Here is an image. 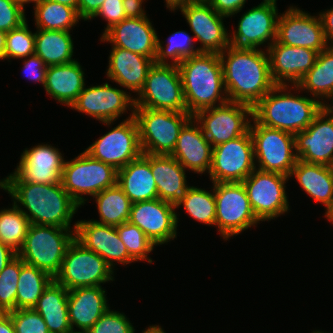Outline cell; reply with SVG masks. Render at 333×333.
Masks as SVG:
<instances>
[{
  "instance_id": "cell-1",
  "label": "cell",
  "mask_w": 333,
  "mask_h": 333,
  "mask_svg": "<svg viewBox=\"0 0 333 333\" xmlns=\"http://www.w3.org/2000/svg\"><path fill=\"white\" fill-rule=\"evenodd\" d=\"M0 188L11 195L14 204L20 206L30 224L71 229L72 218L80 207L63 188L61 182L28 183L13 172L0 181Z\"/></svg>"
},
{
  "instance_id": "cell-2",
  "label": "cell",
  "mask_w": 333,
  "mask_h": 333,
  "mask_svg": "<svg viewBox=\"0 0 333 333\" xmlns=\"http://www.w3.org/2000/svg\"><path fill=\"white\" fill-rule=\"evenodd\" d=\"M219 57L230 102L253 108L276 85L270 73L268 52L264 50L229 45Z\"/></svg>"
},
{
  "instance_id": "cell-3",
  "label": "cell",
  "mask_w": 333,
  "mask_h": 333,
  "mask_svg": "<svg viewBox=\"0 0 333 333\" xmlns=\"http://www.w3.org/2000/svg\"><path fill=\"white\" fill-rule=\"evenodd\" d=\"M178 68L186 112L190 115L194 116L198 111L220 106L229 101L218 53L200 52L184 59Z\"/></svg>"
},
{
  "instance_id": "cell-4",
  "label": "cell",
  "mask_w": 333,
  "mask_h": 333,
  "mask_svg": "<svg viewBox=\"0 0 333 333\" xmlns=\"http://www.w3.org/2000/svg\"><path fill=\"white\" fill-rule=\"evenodd\" d=\"M288 86L275 85L253 107V118L265 127L296 135L312 123L326 101L294 95L288 91Z\"/></svg>"
},
{
  "instance_id": "cell-5",
  "label": "cell",
  "mask_w": 333,
  "mask_h": 333,
  "mask_svg": "<svg viewBox=\"0 0 333 333\" xmlns=\"http://www.w3.org/2000/svg\"><path fill=\"white\" fill-rule=\"evenodd\" d=\"M75 239L71 229L30 224L22 249L18 255L24 263L35 266L55 277L67 251Z\"/></svg>"
},
{
  "instance_id": "cell-6",
  "label": "cell",
  "mask_w": 333,
  "mask_h": 333,
  "mask_svg": "<svg viewBox=\"0 0 333 333\" xmlns=\"http://www.w3.org/2000/svg\"><path fill=\"white\" fill-rule=\"evenodd\" d=\"M192 117L188 112L134 108L142 153L170 155L180 131Z\"/></svg>"
},
{
  "instance_id": "cell-7",
  "label": "cell",
  "mask_w": 333,
  "mask_h": 333,
  "mask_svg": "<svg viewBox=\"0 0 333 333\" xmlns=\"http://www.w3.org/2000/svg\"><path fill=\"white\" fill-rule=\"evenodd\" d=\"M61 183L71 198L81 207L101 191L117 183V170L110 164L92 158L85 151L71 161H65Z\"/></svg>"
},
{
  "instance_id": "cell-8",
  "label": "cell",
  "mask_w": 333,
  "mask_h": 333,
  "mask_svg": "<svg viewBox=\"0 0 333 333\" xmlns=\"http://www.w3.org/2000/svg\"><path fill=\"white\" fill-rule=\"evenodd\" d=\"M249 131L253 141L256 169L290 175L296 165L295 135L265 127L252 118ZM257 163V164H256Z\"/></svg>"
},
{
  "instance_id": "cell-9",
  "label": "cell",
  "mask_w": 333,
  "mask_h": 333,
  "mask_svg": "<svg viewBox=\"0 0 333 333\" xmlns=\"http://www.w3.org/2000/svg\"><path fill=\"white\" fill-rule=\"evenodd\" d=\"M216 203L215 226L223 239L237 236L257 225L256 217L242 182L213 183Z\"/></svg>"
},
{
  "instance_id": "cell-10",
  "label": "cell",
  "mask_w": 333,
  "mask_h": 333,
  "mask_svg": "<svg viewBox=\"0 0 333 333\" xmlns=\"http://www.w3.org/2000/svg\"><path fill=\"white\" fill-rule=\"evenodd\" d=\"M114 270L101 256L74 239L54 280L68 291L78 287H95L113 281Z\"/></svg>"
},
{
  "instance_id": "cell-11",
  "label": "cell",
  "mask_w": 333,
  "mask_h": 333,
  "mask_svg": "<svg viewBox=\"0 0 333 333\" xmlns=\"http://www.w3.org/2000/svg\"><path fill=\"white\" fill-rule=\"evenodd\" d=\"M138 95L135 108L186 112L178 65L154 63Z\"/></svg>"
},
{
  "instance_id": "cell-12",
  "label": "cell",
  "mask_w": 333,
  "mask_h": 333,
  "mask_svg": "<svg viewBox=\"0 0 333 333\" xmlns=\"http://www.w3.org/2000/svg\"><path fill=\"white\" fill-rule=\"evenodd\" d=\"M193 117L214 147L244 135L252 123L253 108L228 101L220 106L198 111Z\"/></svg>"
},
{
  "instance_id": "cell-13",
  "label": "cell",
  "mask_w": 333,
  "mask_h": 333,
  "mask_svg": "<svg viewBox=\"0 0 333 333\" xmlns=\"http://www.w3.org/2000/svg\"><path fill=\"white\" fill-rule=\"evenodd\" d=\"M84 151L92 158L112 165L116 170L139 158L143 153L134 111Z\"/></svg>"
},
{
  "instance_id": "cell-14",
  "label": "cell",
  "mask_w": 333,
  "mask_h": 333,
  "mask_svg": "<svg viewBox=\"0 0 333 333\" xmlns=\"http://www.w3.org/2000/svg\"><path fill=\"white\" fill-rule=\"evenodd\" d=\"M288 176L255 169L242 181L253 212L260 221H268L288 212L286 191Z\"/></svg>"
},
{
  "instance_id": "cell-15",
  "label": "cell",
  "mask_w": 333,
  "mask_h": 333,
  "mask_svg": "<svg viewBox=\"0 0 333 333\" xmlns=\"http://www.w3.org/2000/svg\"><path fill=\"white\" fill-rule=\"evenodd\" d=\"M256 169L250 131L213 147L209 177L212 183L242 182Z\"/></svg>"
},
{
  "instance_id": "cell-16",
  "label": "cell",
  "mask_w": 333,
  "mask_h": 333,
  "mask_svg": "<svg viewBox=\"0 0 333 333\" xmlns=\"http://www.w3.org/2000/svg\"><path fill=\"white\" fill-rule=\"evenodd\" d=\"M175 205L159 198L131 205L128 222L140 228L155 246L177 236L178 214Z\"/></svg>"
},
{
  "instance_id": "cell-17",
  "label": "cell",
  "mask_w": 333,
  "mask_h": 333,
  "mask_svg": "<svg viewBox=\"0 0 333 333\" xmlns=\"http://www.w3.org/2000/svg\"><path fill=\"white\" fill-rule=\"evenodd\" d=\"M71 108L109 126L125 113L127 108L134 111L135 104L134 98L128 95V92L104 83L84 87Z\"/></svg>"
},
{
  "instance_id": "cell-18",
  "label": "cell",
  "mask_w": 333,
  "mask_h": 333,
  "mask_svg": "<svg viewBox=\"0 0 333 333\" xmlns=\"http://www.w3.org/2000/svg\"><path fill=\"white\" fill-rule=\"evenodd\" d=\"M276 41L284 45L308 48L318 53L329 46L320 16H311L293 6L278 17Z\"/></svg>"
},
{
  "instance_id": "cell-19",
  "label": "cell",
  "mask_w": 333,
  "mask_h": 333,
  "mask_svg": "<svg viewBox=\"0 0 333 333\" xmlns=\"http://www.w3.org/2000/svg\"><path fill=\"white\" fill-rule=\"evenodd\" d=\"M299 160L333 167V113L325 106L312 123L295 135Z\"/></svg>"
},
{
  "instance_id": "cell-20",
  "label": "cell",
  "mask_w": 333,
  "mask_h": 333,
  "mask_svg": "<svg viewBox=\"0 0 333 333\" xmlns=\"http://www.w3.org/2000/svg\"><path fill=\"white\" fill-rule=\"evenodd\" d=\"M278 17L277 5L261 2L241 15L238 30H234L232 37H229L230 45L259 49L268 41V49L277 37Z\"/></svg>"
},
{
  "instance_id": "cell-21",
  "label": "cell",
  "mask_w": 333,
  "mask_h": 333,
  "mask_svg": "<svg viewBox=\"0 0 333 333\" xmlns=\"http://www.w3.org/2000/svg\"><path fill=\"white\" fill-rule=\"evenodd\" d=\"M195 41L201 42L199 51L204 53L223 52L229 45L230 33L224 26L225 16L218 14L209 3H189L180 8Z\"/></svg>"
},
{
  "instance_id": "cell-22",
  "label": "cell",
  "mask_w": 333,
  "mask_h": 333,
  "mask_svg": "<svg viewBox=\"0 0 333 333\" xmlns=\"http://www.w3.org/2000/svg\"><path fill=\"white\" fill-rule=\"evenodd\" d=\"M75 239L85 248L101 256L111 267L115 263L127 265L135 262L128 254L115 226L103 225L89 220L74 223Z\"/></svg>"
},
{
  "instance_id": "cell-23",
  "label": "cell",
  "mask_w": 333,
  "mask_h": 333,
  "mask_svg": "<svg viewBox=\"0 0 333 333\" xmlns=\"http://www.w3.org/2000/svg\"><path fill=\"white\" fill-rule=\"evenodd\" d=\"M100 40L155 61L158 36L147 16L123 19L107 30Z\"/></svg>"
},
{
  "instance_id": "cell-24",
  "label": "cell",
  "mask_w": 333,
  "mask_h": 333,
  "mask_svg": "<svg viewBox=\"0 0 333 333\" xmlns=\"http://www.w3.org/2000/svg\"><path fill=\"white\" fill-rule=\"evenodd\" d=\"M64 163L58 148L39 144L23 151L14 173L24 182L57 184L61 182Z\"/></svg>"
},
{
  "instance_id": "cell-25",
  "label": "cell",
  "mask_w": 333,
  "mask_h": 333,
  "mask_svg": "<svg viewBox=\"0 0 333 333\" xmlns=\"http://www.w3.org/2000/svg\"><path fill=\"white\" fill-rule=\"evenodd\" d=\"M266 51L269 55L271 77L276 85H297L314 66L318 55L315 50L280 44L276 40Z\"/></svg>"
},
{
  "instance_id": "cell-26",
  "label": "cell",
  "mask_w": 333,
  "mask_h": 333,
  "mask_svg": "<svg viewBox=\"0 0 333 333\" xmlns=\"http://www.w3.org/2000/svg\"><path fill=\"white\" fill-rule=\"evenodd\" d=\"M213 146L206 139L199 123L192 117L182 128L175 148L170 154L186 170L195 173H209Z\"/></svg>"
},
{
  "instance_id": "cell-27",
  "label": "cell",
  "mask_w": 333,
  "mask_h": 333,
  "mask_svg": "<svg viewBox=\"0 0 333 333\" xmlns=\"http://www.w3.org/2000/svg\"><path fill=\"white\" fill-rule=\"evenodd\" d=\"M102 286L78 287L69 290L68 315L73 333H86L109 309ZM74 326L79 331L74 330Z\"/></svg>"
},
{
  "instance_id": "cell-28",
  "label": "cell",
  "mask_w": 333,
  "mask_h": 333,
  "mask_svg": "<svg viewBox=\"0 0 333 333\" xmlns=\"http://www.w3.org/2000/svg\"><path fill=\"white\" fill-rule=\"evenodd\" d=\"M108 62L107 78L134 93L143 88L148 71L155 63L149 57L120 47H112Z\"/></svg>"
},
{
  "instance_id": "cell-29",
  "label": "cell",
  "mask_w": 333,
  "mask_h": 333,
  "mask_svg": "<svg viewBox=\"0 0 333 333\" xmlns=\"http://www.w3.org/2000/svg\"><path fill=\"white\" fill-rule=\"evenodd\" d=\"M117 184L132 204L157 199L158 191L150 168V154L143 153L117 170Z\"/></svg>"
},
{
  "instance_id": "cell-30",
  "label": "cell",
  "mask_w": 333,
  "mask_h": 333,
  "mask_svg": "<svg viewBox=\"0 0 333 333\" xmlns=\"http://www.w3.org/2000/svg\"><path fill=\"white\" fill-rule=\"evenodd\" d=\"M84 87V71L77 60L48 66L44 89L58 103L71 107Z\"/></svg>"
},
{
  "instance_id": "cell-31",
  "label": "cell",
  "mask_w": 333,
  "mask_h": 333,
  "mask_svg": "<svg viewBox=\"0 0 333 333\" xmlns=\"http://www.w3.org/2000/svg\"><path fill=\"white\" fill-rule=\"evenodd\" d=\"M150 168L157 185L158 198L176 204L190 187L185 168L171 155L150 154Z\"/></svg>"
},
{
  "instance_id": "cell-32",
  "label": "cell",
  "mask_w": 333,
  "mask_h": 333,
  "mask_svg": "<svg viewBox=\"0 0 333 333\" xmlns=\"http://www.w3.org/2000/svg\"><path fill=\"white\" fill-rule=\"evenodd\" d=\"M317 203L326 207L325 216L333 209V167L297 160L290 177Z\"/></svg>"
},
{
  "instance_id": "cell-33",
  "label": "cell",
  "mask_w": 333,
  "mask_h": 333,
  "mask_svg": "<svg viewBox=\"0 0 333 333\" xmlns=\"http://www.w3.org/2000/svg\"><path fill=\"white\" fill-rule=\"evenodd\" d=\"M68 293L63 285L53 279L34 307L50 333H73L68 315Z\"/></svg>"
},
{
  "instance_id": "cell-34",
  "label": "cell",
  "mask_w": 333,
  "mask_h": 333,
  "mask_svg": "<svg viewBox=\"0 0 333 333\" xmlns=\"http://www.w3.org/2000/svg\"><path fill=\"white\" fill-rule=\"evenodd\" d=\"M290 88L291 90H307V93L310 92L312 97L318 101L331 100L333 98V46H328L320 51L314 66L297 85H292Z\"/></svg>"
},
{
  "instance_id": "cell-35",
  "label": "cell",
  "mask_w": 333,
  "mask_h": 333,
  "mask_svg": "<svg viewBox=\"0 0 333 333\" xmlns=\"http://www.w3.org/2000/svg\"><path fill=\"white\" fill-rule=\"evenodd\" d=\"M73 46L70 31L37 29L35 33V54L46 66L74 61Z\"/></svg>"
},
{
  "instance_id": "cell-36",
  "label": "cell",
  "mask_w": 333,
  "mask_h": 333,
  "mask_svg": "<svg viewBox=\"0 0 333 333\" xmlns=\"http://www.w3.org/2000/svg\"><path fill=\"white\" fill-rule=\"evenodd\" d=\"M93 198L96 199L100 221H92L110 226L128 222L132 203L117 183L96 194Z\"/></svg>"
},
{
  "instance_id": "cell-37",
  "label": "cell",
  "mask_w": 333,
  "mask_h": 333,
  "mask_svg": "<svg viewBox=\"0 0 333 333\" xmlns=\"http://www.w3.org/2000/svg\"><path fill=\"white\" fill-rule=\"evenodd\" d=\"M34 6L37 29L70 31L80 19L75 8L50 0H41Z\"/></svg>"
},
{
  "instance_id": "cell-38",
  "label": "cell",
  "mask_w": 333,
  "mask_h": 333,
  "mask_svg": "<svg viewBox=\"0 0 333 333\" xmlns=\"http://www.w3.org/2000/svg\"><path fill=\"white\" fill-rule=\"evenodd\" d=\"M53 279L45 271L24 263L17 283L16 309L34 308Z\"/></svg>"
},
{
  "instance_id": "cell-39",
  "label": "cell",
  "mask_w": 333,
  "mask_h": 333,
  "mask_svg": "<svg viewBox=\"0 0 333 333\" xmlns=\"http://www.w3.org/2000/svg\"><path fill=\"white\" fill-rule=\"evenodd\" d=\"M211 192L195 186H190L175 204V207L179 208L183 205L189 216L196 221L201 222L204 225L215 226L216 203L213 189Z\"/></svg>"
},
{
  "instance_id": "cell-40",
  "label": "cell",
  "mask_w": 333,
  "mask_h": 333,
  "mask_svg": "<svg viewBox=\"0 0 333 333\" xmlns=\"http://www.w3.org/2000/svg\"><path fill=\"white\" fill-rule=\"evenodd\" d=\"M29 226V219L14 202L12 208L0 210V241L17 254L22 249Z\"/></svg>"
},
{
  "instance_id": "cell-41",
  "label": "cell",
  "mask_w": 333,
  "mask_h": 333,
  "mask_svg": "<svg viewBox=\"0 0 333 333\" xmlns=\"http://www.w3.org/2000/svg\"><path fill=\"white\" fill-rule=\"evenodd\" d=\"M190 36L184 30L177 31L168 38V42L165 44L166 48L162 46L164 42H160L158 38L155 64H171L167 61L172 59V65H179L184 59L199 54V47L194 49L195 39Z\"/></svg>"
},
{
  "instance_id": "cell-42",
  "label": "cell",
  "mask_w": 333,
  "mask_h": 333,
  "mask_svg": "<svg viewBox=\"0 0 333 333\" xmlns=\"http://www.w3.org/2000/svg\"><path fill=\"white\" fill-rule=\"evenodd\" d=\"M115 227L120 239L126 246L129 256L135 262L142 260H147L148 263L153 262L148 254L153 251L155 245L140 228L129 222H124Z\"/></svg>"
},
{
  "instance_id": "cell-43",
  "label": "cell",
  "mask_w": 333,
  "mask_h": 333,
  "mask_svg": "<svg viewBox=\"0 0 333 333\" xmlns=\"http://www.w3.org/2000/svg\"><path fill=\"white\" fill-rule=\"evenodd\" d=\"M23 264L17 254L0 272V313L16 310L17 283Z\"/></svg>"
},
{
  "instance_id": "cell-44",
  "label": "cell",
  "mask_w": 333,
  "mask_h": 333,
  "mask_svg": "<svg viewBox=\"0 0 333 333\" xmlns=\"http://www.w3.org/2000/svg\"><path fill=\"white\" fill-rule=\"evenodd\" d=\"M35 54V33H32L27 21L20 27L6 32L5 59H23Z\"/></svg>"
},
{
  "instance_id": "cell-45",
  "label": "cell",
  "mask_w": 333,
  "mask_h": 333,
  "mask_svg": "<svg viewBox=\"0 0 333 333\" xmlns=\"http://www.w3.org/2000/svg\"><path fill=\"white\" fill-rule=\"evenodd\" d=\"M86 333H135V329L124 313L109 308Z\"/></svg>"
},
{
  "instance_id": "cell-46",
  "label": "cell",
  "mask_w": 333,
  "mask_h": 333,
  "mask_svg": "<svg viewBox=\"0 0 333 333\" xmlns=\"http://www.w3.org/2000/svg\"><path fill=\"white\" fill-rule=\"evenodd\" d=\"M8 314L15 333H50L45 321L34 308L16 309Z\"/></svg>"
},
{
  "instance_id": "cell-47",
  "label": "cell",
  "mask_w": 333,
  "mask_h": 333,
  "mask_svg": "<svg viewBox=\"0 0 333 333\" xmlns=\"http://www.w3.org/2000/svg\"><path fill=\"white\" fill-rule=\"evenodd\" d=\"M24 6L17 0H0V30L9 32L26 22Z\"/></svg>"
},
{
  "instance_id": "cell-48",
  "label": "cell",
  "mask_w": 333,
  "mask_h": 333,
  "mask_svg": "<svg viewBox=\"0 0 333 333\" xmlns=\"http://www.w3.org/2000/svg\"><path fill=\"white\" fill-rule=\"evenodd\" d=\"M100 16L107 21L106 28L102 35L109 30L113 25L125 19V12L123 8V0H105L100 7L99 11L92 18Z\"/></svg>"
},
{
  "instance_id": "cell-49",
  "label": "cell",
  "mask_w": 333,
  "mask_h": 333,
  "mask_svg": "<svg viewBox=\"0 0 333 333\" xmlns=\"http://www.w3.org/2000/svg\"><path fill=\"white\" fill-rule=\"evenodd\" d=\"M24 59L23 69L27 78L35 82H40L44 87L48 66H46L43 60L36 54L25 57Z\"/></svg>"
},
{
  "instance_id": "cell-50",
  "label": "cell",
  "mask_w": 333,
  "mask_h": 333,
  "mask_svg": "<svg viewBox=\"0 0 333 333\" xmlns=\"http://www.w3.org/2000/svg\"><path fill=\"white\" fill-rule=\"evenodd\" d=\"M247 0H210L209 4L220 15L232 17L239 13Z\"/></svg>"
},
{
  "instance_id": "cell-51",
  "label": "cell",
  "mask_w": 333,
  "mask_h": 333,
  "mask_svg": "<svg viewBox=\"0 0 333 333\" xmlns=\"http://www.w3.org/2000/svg\"><path fill=\"white\" fill-rule=\"evenodd\" d=\"M105 0H78L77 13L82 20H91Z\"/></svg>"
},
{
  "instance_id": "cell-52",
  "label": "cell",
  "mask_w": 333,
  "mask_h": 333,
  "mask_svg": "<svg viewBox=\"0 0 333 333\" xmlns=\"http://www.w3.org/2000/svg\"><path fill=\"white\" fill-rule=\"evenodd\" d=\"M145 0H123V8L126 18L145 17L146 13L142 8V3Z\"/></svg>"
},
{
  "instance_id": "cell-53",
  "label": "cell",
  "mask_w": 333,
  "mask_h": 333,
  "mask_svg": "<svg viewBox=\"0 0 333 333\" xmlns=\"http://www.w3.org/2000/svg\"><path fill=\"white\" fill-rule=\"evenodd\" d=\"M319 16L322 21L325 39L329 46H333V7L322 13L320 12Z\"/></svg>"
},
{
  "instance_id": "cell-54",
  "label": "cell",
  "mask_w": 333,
  "mask_h": 333,
  "mask_svg": "<svg viewBox=\"0 0 333 333\" xmlns=\"http://www.w3.org/2000/svg\"><path fill=\"white\" fill-rule=\"evenodd\" d=\"M16 255V252L0 241V272Z\"/></svg>"
},
{
  "instance_id": "cell-55",
  "label": "cell",
  "mask_w": 333,
  "mask_h": 333,
  "mask_svg": "<svg viewBox=\"0 0 333 333\" xmlns=\"http://www.w3.org/2000/svg\"><path fill=\"white\" fill-rule=\"evenodd\" d=\"M0 333H15L11 316L8 313H0Z\"/></svg>"
},
{
  "instance_id": "cell-56",
  "label": "cell",
  "mask_w": 333,
  "mask_h": 333,
  "mask_svg": "<svg viewBox=\"0 0 333 333\" xmlns=\"http://www.w3.org/2000/svg\"><path fill=\"white\" fill-rule=\"evenodd\" d=\"M166 7L171 11H175L176 9H180L185 5L191 3V0H165Z\"/></svg>"
},
{
  "instance_id": "cell-57",
  "label": "cell",
  "mask_w": 333,
  "mask_h": 333,
  "mask_svg": "<svg viewBox=\"0 0 333 333\" xmlns=\"http://www.w3.org/2000/svg\"><path fill=\"white\" fill-rule=\"evenodd\" d=\"M6 32L0 30V60H4Z\"/></svg>"
},
{
  "instance_id": "cell-58",
  "label": "cell",
  "mask_w": 333,
  "mask_h": 333,
  "mask_svg": "<svg viewBox=\"0 0 333 333\" xmlns=\"http://www.w3.org/2000/svg\"><path fill=\"white\" fill-rule=\"evenodd\" d=\"M50 1L57 2L69 7H73L77 10L78 0H50Z\"/></svg>"
},
{
  "instance_id": "cell-59",
  "label": "cell",
  "mask_w": 333,
  "mask_h": 333,
  "mask_svg": "<svg viewBox=\"0 0 333 333\" xmlns=\"http://www.w3.org/2000/svg\"><path fill=\"white\" fill-rule=\"evenodd\" d=\"M142 333H166L159 325H151L147 327Z\"/></svg>"
},
{
  "instance_id": "cell-60",
  "label": "cell",
  "mask_w": 333,
  "mask_h": 333,
  "mask_svg": "<svg viewBox=\"0 0 333 333\" xmlns=\"http://www.w3.org/2000/svg\"><path fill=\"white\" fill-rule=\"evenodd\" d=\"M18 2H20L23 6L25 5V4H27V3H30V2H34V3H37V2H39V1H41V0H17Z\"/></svg>"
},
{
  "instance_id": "cell-61",
  "label": "cell",
  "mask_w": 333,
  "mask_h": 333,
  "mask_svg": "<svg viewBox=\"0 0 333 333\" xmlns=\"http://www.w3.org/2000/svg\"><path fill=\"white\" fill-rule=\"evenodd\" d=\"M325 217L333 223V209Z\"/></svg>"
},
{
  "instance_id": "cell-62",
  "label": "cell",
  "mask_w": 333,
  "mask_h": 333,
  "mask_svg": "<svg viewBox=\"0 0 333 333\" xmlns=\"http://www.w3.org/2000/svg\"><path fill=\"white\" fill-rule=\"evenodd\" d=\"M210 0H191V3H209Z\"/></svg>"
},
{
  "instance_id": "cell-63",
  "label": "cell",
  "mask_w": 333,
  "mask_h": 333,
  "mask_svg": "<svg viewBox=\"0 0 333 333\" xmlns=\"http://www.w3.org/2000/svg\"><path fill=\"white\" fill-rule=\"evenodd\" d=\"M332 104H333V98H332ZM325 107L330 111V112H332L333 113V105L331 106L330 104H326L325 105Z\"/></svg>"
},
{
  "instance_id": "cell-64",
  "label": "cell",
  "mask_w": 333,
  "mask_h": 333,
  "mask_svg": "<svg viewBox=\"0 0 333 333\" xmlns=\"http://www.w3.org/2000/svg\"><path fill=\"white\" fill-rule=\"evenodd\" d=\"M277 0H263L262 3H270V4H275L276 5Z\"/></svg>"
},
{
  "instance_id": "cell-65",
  "label": "cell",
  "mask_w": 333,
  "mask_h": 333,
  "mask_svg": "<svg viewBox=\"0 0 333 333\" xmlns=\"http://www.w3.org/2000/svg\"><path fill=\"white\" fill-rule=\"evenodd\" d=\"M311 333H327V332H323V331H320V330H316V331H313V332H311ZM329 333V332H328Z\"/></svg>"
}]
</instances>
